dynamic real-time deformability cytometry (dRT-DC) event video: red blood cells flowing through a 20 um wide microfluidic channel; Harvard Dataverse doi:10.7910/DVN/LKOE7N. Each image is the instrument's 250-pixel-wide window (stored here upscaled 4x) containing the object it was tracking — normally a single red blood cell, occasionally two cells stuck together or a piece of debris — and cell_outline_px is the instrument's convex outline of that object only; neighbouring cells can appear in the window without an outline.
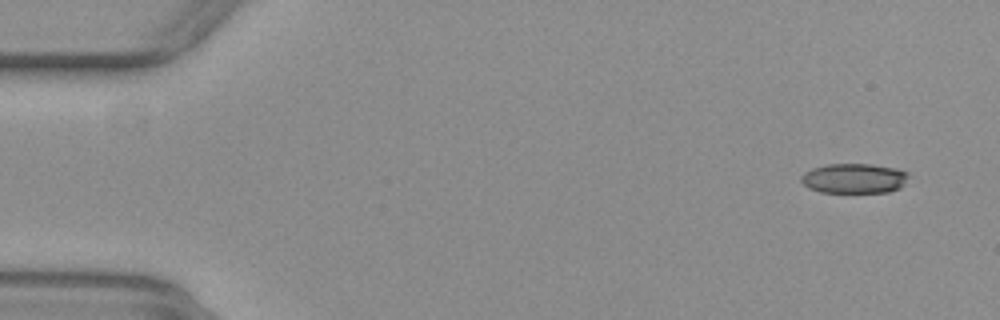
{"species": "common noctule bat (a hibernating species)", "species_latin": "Nyctalus noctula", "temperature_condition": "warm", "stored_images_in_passage": 50, "camera_frame_rate_fps": 3000, "um_per_image_px": 0.085, "animal": {"sex": "female", "body_mass_g": 29.2, "forearm_length_mm": 56.3}, "frame": {"image": 1, "passage_image": 4, "time_ms": 1.0, "image_size_px": [1000, 320], "cell_outline_px": [[908, 176], [904, 184], [900, 188], [888, 192], [820, 192], [808, 188], [800, 180], [800, 176], [804, 172], [812, 168], [828, 164], [872, 164], [896, 168], [908, 172]], "centroid_in_image_um": [72.59, 15.16], "position_along_channel_um": 12.4, "area_um2": 18.79}}
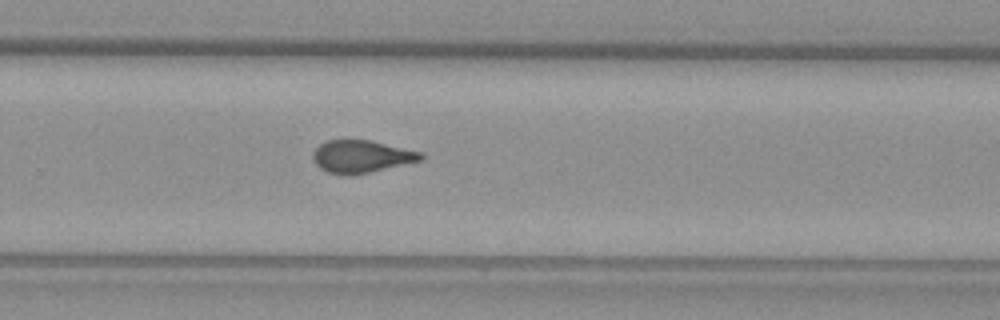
{"frame": {"image": 2, "passage_image": 36, "time_ms": 11.667, "image_size_px": [1000, 320], "cell_outline_px": [[424, 156], [420, 160], [368, 172], [348, 176], [344, 176], [328, 172], [320, 168], [316, 164], [312, 156], [316, 148], [320, 144], [328, 140], [368, 140], [424, 152]], "centroid_in_image_um": [30.7, 13.3], "position_along_channel_um": 299.1, "area_um2": 20.17}}
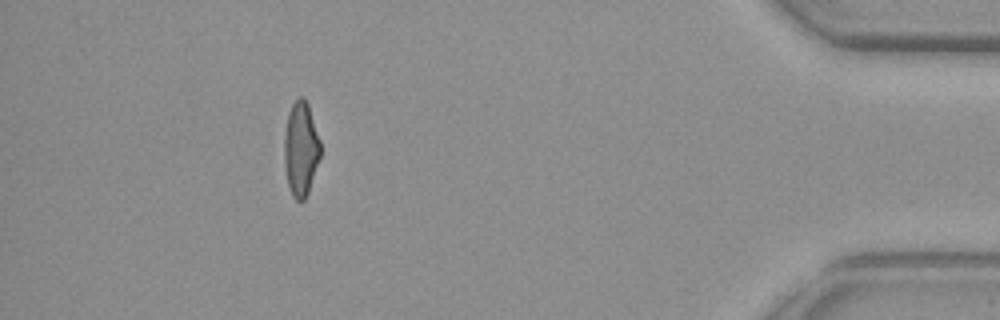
{"frame": {"image": 3, "passage_image": 49, "time_ms": 16.0, "image_size_px": [1000, 320], "cell_outline_px": [[320, 156], [308, 192], [304, 200], [296, 200], [292, 196], [288, 184], [284, 164], [284, 136], [288, 112], [292, 104], [300, 96], [304, 96], [308, 104], [320, 140]], "centroid_in_image_um": [25.56, 12.63], "position_along_channel_um": 409.6, "area_um2": 19.83}}